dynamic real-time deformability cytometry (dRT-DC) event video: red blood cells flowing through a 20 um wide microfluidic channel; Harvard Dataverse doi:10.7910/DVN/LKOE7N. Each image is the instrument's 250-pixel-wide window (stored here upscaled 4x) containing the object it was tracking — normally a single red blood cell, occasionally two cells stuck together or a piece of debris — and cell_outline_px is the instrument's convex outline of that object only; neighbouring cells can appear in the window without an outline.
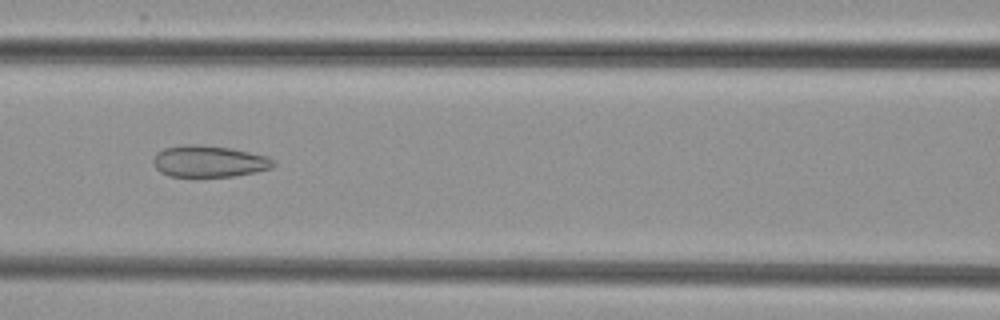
{"species": "common noctule bat (a hibernating species)", "species_latin": "Nyctalus noctula", "temperature_condition": "cold", "stored_images_in_passage": 7, "camera_frame_rate_fps": 3000, "um_per_image_px": 0.085, "animal": {"sex": "female", "body_mass_g": 29.2, "forearm_length_mm": 56.3}, "frame": {"image": 1, "passage_image": 6, "time_ms": 6.0, "image_size_px": [1000, 320], "cell_outline_px": [[276, 164], [272, 168], [256, 172], [232, 176], [168, 176], [160, 172], [152, 164], [152, 160], [156, 152], [164, 148], [184, 144], [200, 144], [228, 148], [268, 156], [276, 160]], "centroid_in_image_um": [17.75, 13.71], "position_along_channel_um": 148.8, "area_um2": 22.25}}
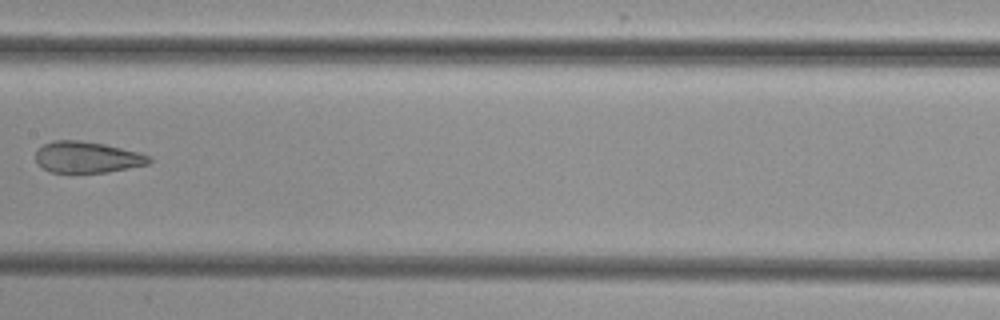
{"frame": {"image": 2, "passage_image": 7, "time_ms": 7.333, "image_size_px": [1000, 320], "cell_outline_px": [[152, 160], [148, 164], [108, 172], [52, 172], [36, 164], [36, 152], [44, 144], [52, 140], [80, 140], [104, 144], [140, 152], [152, 156]], "centroid_in_image_um": [7.43, 13.35], "position_along_channel_um": 200.0, "area_um2": 20.69}}